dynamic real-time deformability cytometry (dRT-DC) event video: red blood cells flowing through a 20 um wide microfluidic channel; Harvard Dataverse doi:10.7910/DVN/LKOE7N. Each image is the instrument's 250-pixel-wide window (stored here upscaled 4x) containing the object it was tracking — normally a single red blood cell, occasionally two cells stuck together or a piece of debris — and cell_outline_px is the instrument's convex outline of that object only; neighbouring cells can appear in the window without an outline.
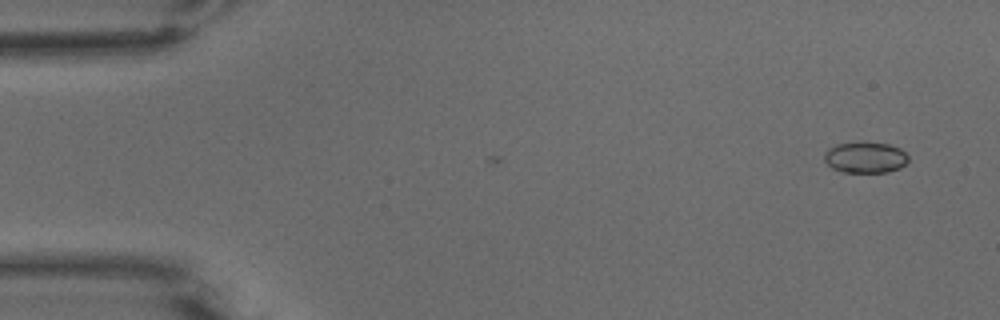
{"species": "common noctule bat (a hibernating species)", "species_latin": "Nyctalus noctula", "temperature_condition": "warm", "stored_images_in_passage": 3, "camera_frame_rate_fps": 3000, "um_per_image_px": 0.085, "animal": {"sex": "male", "body_mass_g": 15.6}, "frame": {"image": 1, "passage_image": 1, "time_ms": 0.0, "image_size_px": [1000, 320], "cell_outline_px": [[908, 160], [900, 168], [888, 172], [844, 172], [832, 168], [824, 160], [824, 152], [828, 148], [836, 144], [888, 144], [900, 148], [908, 156]], "centroid_in_image_um": [73.54, 13.41], "position_along_channel_um": 11.5, "area_um2": 14.8}}